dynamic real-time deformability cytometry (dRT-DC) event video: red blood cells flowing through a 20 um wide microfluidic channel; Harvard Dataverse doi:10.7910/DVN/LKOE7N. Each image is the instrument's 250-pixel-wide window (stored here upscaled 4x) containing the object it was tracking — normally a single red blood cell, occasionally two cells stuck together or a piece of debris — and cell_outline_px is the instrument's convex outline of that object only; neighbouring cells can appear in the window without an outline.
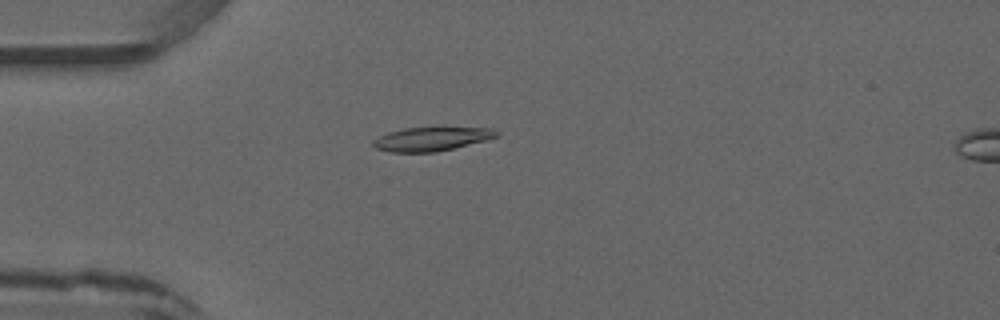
{"species": "common noctule bat (a hibernating species)", "species_latin": "Nyctalus noctula", "temperature_condition": "warm", "stored_images_in_passage": 4, "camera_frame_rate_fps": 3000, "um_per_image_px": 0.085, "animal": {"sex": "male", "forearm_length_mm": 52.5}, "frame": {"image": 1, "passage_image": 3, "time_ms": 3.333, "image_size_px": [1000, 320], "cell_outline_px": [[500, 132], [496, 136], [484, 140], [436, 152], [392, 152], [376, 148], [372, 144], [372, 140], [388, 132], [404, 128], [492, 128]], "centroid_in_image_um": [36.62, 11.81], "position_along_channel_um": 48.4, "area_um2": 16.7}}